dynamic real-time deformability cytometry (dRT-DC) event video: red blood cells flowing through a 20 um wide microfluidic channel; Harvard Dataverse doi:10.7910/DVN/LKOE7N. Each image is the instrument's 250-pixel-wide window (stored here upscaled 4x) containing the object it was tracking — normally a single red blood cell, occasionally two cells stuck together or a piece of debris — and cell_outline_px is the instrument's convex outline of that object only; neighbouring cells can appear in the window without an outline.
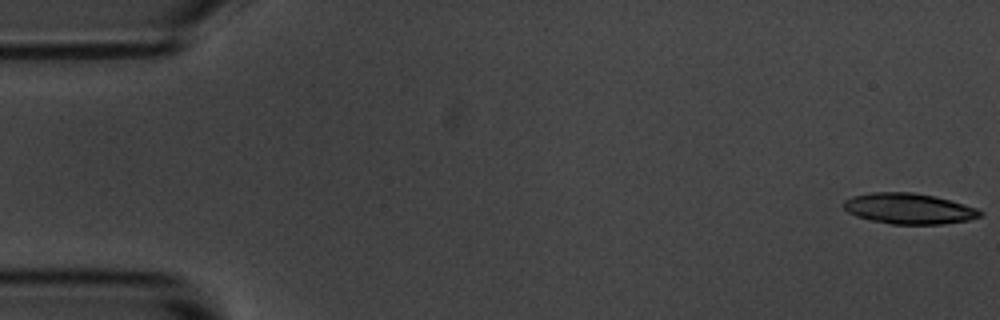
{"species": "common noctule bat (a hibernating species)", "species_latin": "Nyctalus noctula", "temperature_condition": "room temperature", "stored_images_in_passage": 6, "camera_frame_rate_fps": 3000, "um_per_image_px": 0.085, "animal": {"sex": "male", "body_mass_g": 20.1, "forearm_length_mm": 53.5}, "frame": {"image": 1, "passage_image": 1, "time_ms": 0.0, "image_size_px": [1000, 320], "cell_outline_px": [[984, 212], [980, 216], [968, 220], [940, 224], [892, 224], [872, 220], [856, 216], [848, 212], [844, 208], [844, 200], [852, 196], [872, 192], [912, 192], [936, 196], [964, 204], [976, 208]], "centroid_in_image_um": [77.25, 17.72], "position_along_channel_um": 7.7, "area_um2": 24.33}}
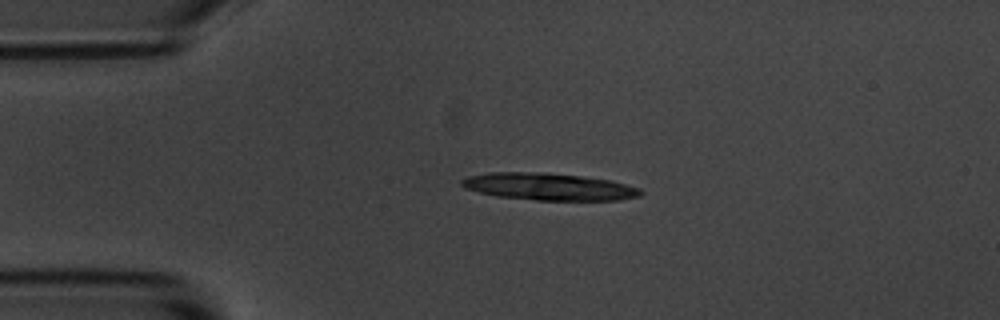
{"frame": {"image": 2, "passage_image": 4, "time_ms": 3.667, "image_size_px": [1000, 320], "cell_outline_px": [[644, 192], [640, 196], [620, 200], [536, 200], [496, 196], [464, 188], [460, 184], [460, 180], [468, 176], [488, 172], [544, 172], [580, 176], [608, 180], [640, 188]], "centroid_in_image_um": [46.62, 15.86], "position_along_channel_um": 38.4, "area_um2": 28.26}}
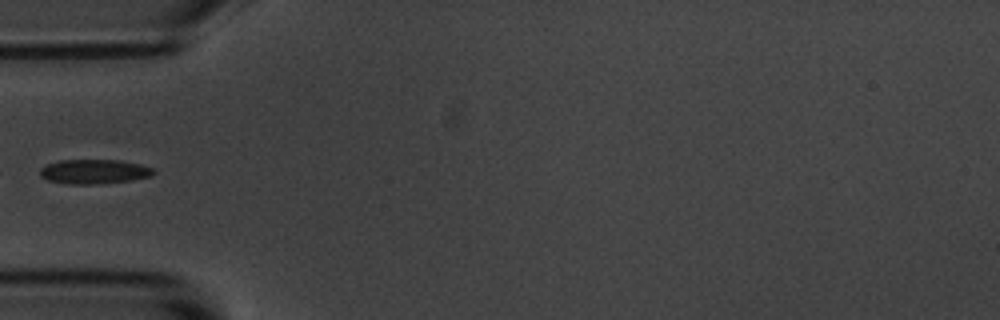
{"frame": {"image": 3, "passage_image": 5, "time_ms": 5.667, "image_size_px": [1000, 320], "cell_outline_px": [[156, 172], [152, 176], [132, 180], [96, 184], [68, 184], [48, 180], [40, 176], [40, 168], [44, 164], [60, 160], [120, 160], [140, 164], [152, 168]], "centroid_in_image_um": [7.99, 14.58], "position_along_channel_um": 77.0, "area_um2": 16.3}}